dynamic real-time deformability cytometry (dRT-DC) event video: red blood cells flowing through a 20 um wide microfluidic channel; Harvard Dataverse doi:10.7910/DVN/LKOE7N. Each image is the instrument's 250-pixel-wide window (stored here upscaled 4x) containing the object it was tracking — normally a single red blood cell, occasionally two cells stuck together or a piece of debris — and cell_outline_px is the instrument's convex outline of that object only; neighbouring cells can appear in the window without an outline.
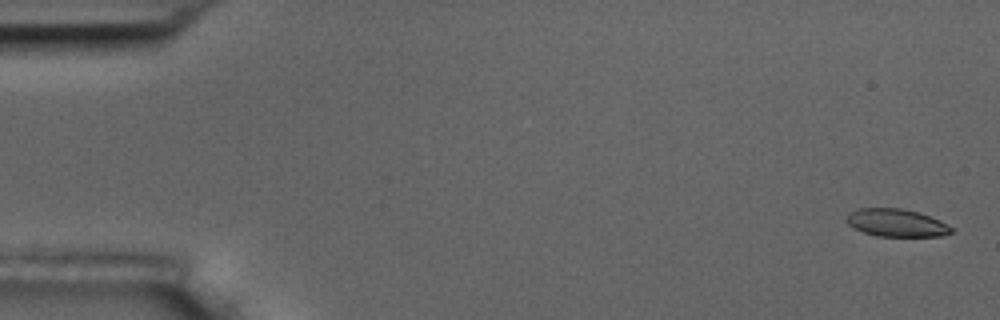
{"species": "common noctule bat (a hibernating species)", "species_latin": "Nyctalus noctula", "temperature_condition": "room temperature", "stored_images_in_passage": 6, "camera_frame_rate_fps": 3000, "um_per_image_px": 0.085, "animal": {"sex": "male", "body_mass_g": 17.5, "forearm_length_mm": 52.3}, "frame": {"image": 1, "passage_image": 1, "time_ms": 0.0, "image_size_px": [1000, 320], "cell_outline_px": [[952, 232], [940, 236], [876, 236], [864, 232], [848, 224], [844, 220], [848, 212], [856, 208], [904, 208], [920, 212], [940, 220], [952, 228]], "centroid_in_image_um": [76.16, 18.92], "position_along_channel_um": 8.8, "area_um2": 17.05}}